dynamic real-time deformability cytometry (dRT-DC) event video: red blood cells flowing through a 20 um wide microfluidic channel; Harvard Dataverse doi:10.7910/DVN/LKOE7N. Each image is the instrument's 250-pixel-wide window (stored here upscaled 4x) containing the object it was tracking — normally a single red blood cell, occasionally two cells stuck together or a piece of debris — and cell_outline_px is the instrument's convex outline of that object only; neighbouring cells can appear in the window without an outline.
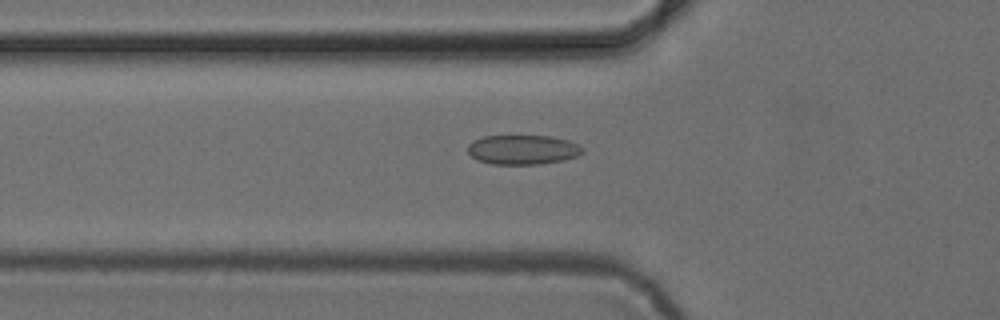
{"species": "common noctule bat (a hibernating species)", "species_latin": "Nyctalus noctula", "temperature_condition": "cold", "stored_images_in_passage": 35, "camera_frame_rate_fps": 3000, "um_per_image_px": 0.085, "animal": {"sex": "female", "body_mass_g": 24.6, "forearm_length_mm": 56.2}, "frame": {"image": 1, "passage_image": 4, "time_ms": 1.0, "image_size_px": [1000, 320], "cell_outline_px": [[584, 152], [576, 156], [564, 160], [540, 164], [492, 164], [476, 160], [468, 152], [468, 144], [472, 140], [484, 136], [552, 136], [568, 140], [580, 144], [584, 148]], "centroid_in_image_um": [44.45, 12.72], "position_along_channel_um": 81.4, "area_um2": 19.94}}
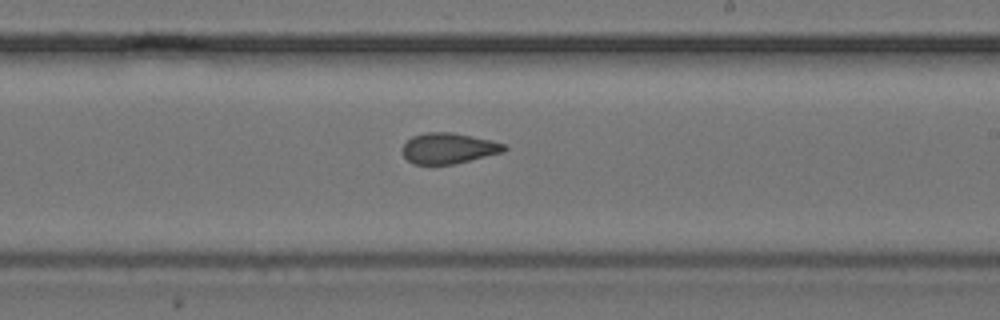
{"frame": {"image": 2, "passage_image": 17, "time_ms": 5.333, "image_size_px": [1000, 320], "cell_outline_px": [[508, 148], [504, 152], [452, 164], [412, 164], [404, 156], [404, 144], [412, 136], [428, 132], [452, 132], [492, 140], [504, 144]], "centroid_in_image_um": [38.15, 12.6], "position_along_channel_um": 250.9, "area_um2": 18.03}}
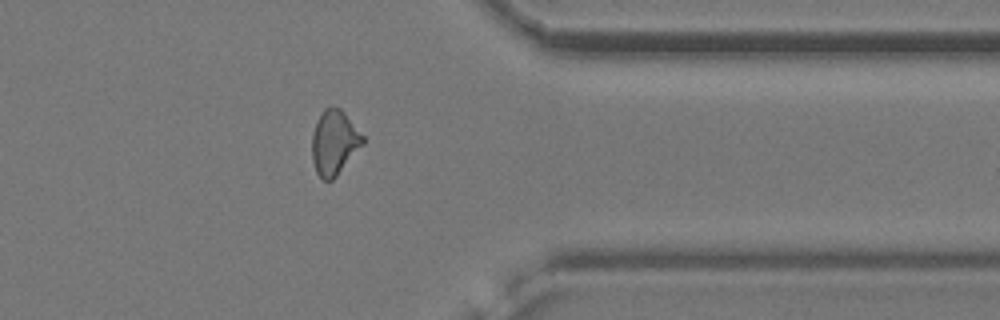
{"frame": {"image": 3, "passage_image": 28, "time_ms": 9.0, "image_size_px": [1000, 320], "cell_outline_px": [[364, 144], [336, 176], [332, 180], [324, 180], [316, 172], [312, 160], [312, 132], [324, 108], [332, 104], [340, 108], [344, 112], [364, 136]], "centroid_in_image_um": [28.42, 12.09], "position_along_channel_um": 383.0, "area_um2": 19.13}, "authors_computed_cell_mechanics": {"area_um2": 18.8428, "velocity_mm_per_s": 3.8915, "shape_relaxation_time_tau1_ms": 7.2837, "shape_relaxation_time_tau2_ms": 1.6413, "deformation_change_tau1": 0.1152, "deformation_change_tau2": 0.0697}}